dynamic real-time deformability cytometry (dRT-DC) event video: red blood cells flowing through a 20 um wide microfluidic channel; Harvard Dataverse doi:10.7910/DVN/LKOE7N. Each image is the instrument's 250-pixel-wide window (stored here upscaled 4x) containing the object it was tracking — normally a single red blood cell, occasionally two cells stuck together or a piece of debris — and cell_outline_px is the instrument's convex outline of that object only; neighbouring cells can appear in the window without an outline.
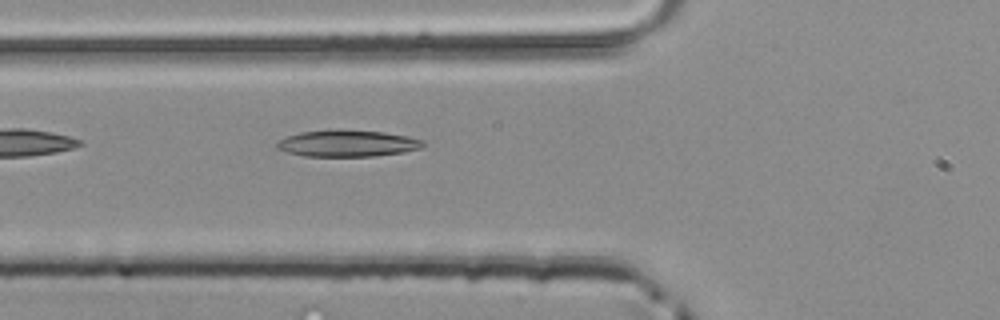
{"species": "common noctule bat (a hibernating species)", "species_latin": "Nyctalus noctula", "temperature_condition": "room temperature", "stored_images_in_passage": 21, "camera_frame_rate_fps": 3000, "um_per_image_px": 0.085, "animal": {"sex": "male", "body_mass_g": 20.4}, "frame": {"image": 1, "passage_image": 3, "time_ms": 0.667, "image_size_px": [1000, 320], "cell_outline_px": [[428, 144], [420, 148], [404, 152], [376, 156], [304, 156], [288, 152], [276, 148], [272, 144], [276, 140], [284, 136], [300, 132], [336, 128], [384, 132], [408, 136], [424, 140]], "centroid_in_image_um": [29.49, 12.17], "position_along_channel_um": 96.3, "area_um2": 23.35}}
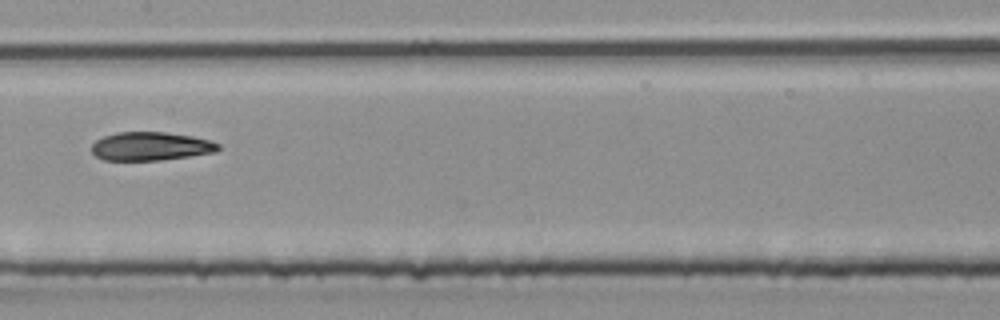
{"frame": {"image": 2, "passage_image": 10, "time_ms": 3.0, "image_size_px": [1000, 320], "cell_outline_px": [[220, 148], [216, 152], [160, 160], [104, 160], [96, 156], [92, 152], [92, 144], [96, 140], [104, 136], [116, 132], [164, 132], [192, 136], [208, 140], [220, 144]], "centroid_in_image_um": [12.8, 12.43], "position_along_channel_um": 194.6, "area_um2": 20.92}}
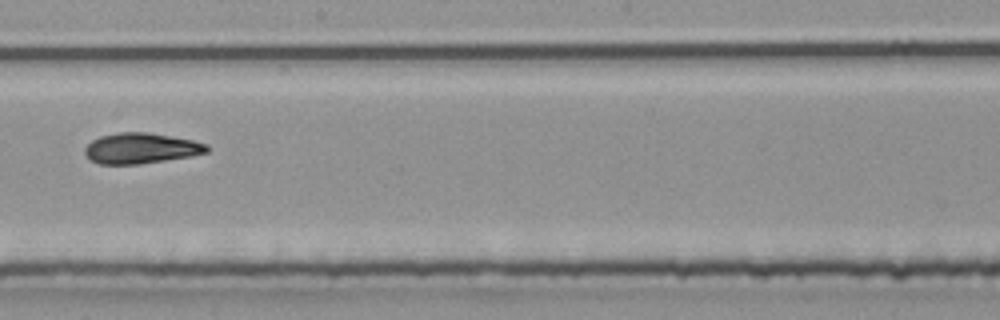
{"frame": {"image": 3, "passage_image": 13, "time_ms": 4.0, "image_size_px": [1000, 320], "cell_outline_px": [[208, 152], [192, 156], [140, 164], [100, 164], [92, 160], [84, 152], [84, 148], [92, 140], [100, 136], [120, 132], [148, 132], [192, 140], [208, 144]], "centroid_in_image_um": [11.99, 12.6], "position_along_channel_um": 236.2, "area_um2": 21.68}}